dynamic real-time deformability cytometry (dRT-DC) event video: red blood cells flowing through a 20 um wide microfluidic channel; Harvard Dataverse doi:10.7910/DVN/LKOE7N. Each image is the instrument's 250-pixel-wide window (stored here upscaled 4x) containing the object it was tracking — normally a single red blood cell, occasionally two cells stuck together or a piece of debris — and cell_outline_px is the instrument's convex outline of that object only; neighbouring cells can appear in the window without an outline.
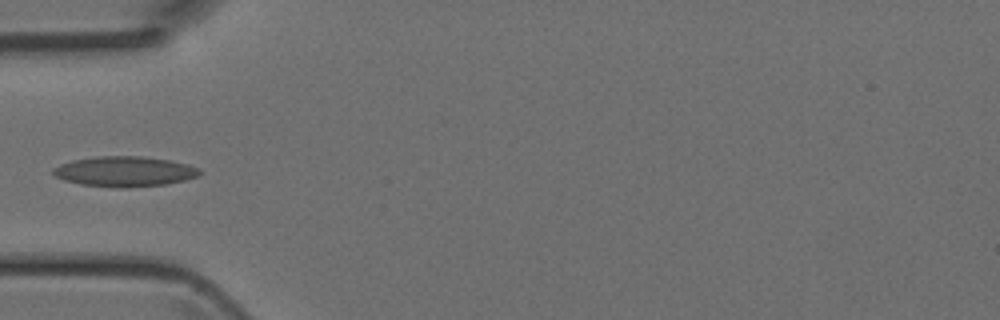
{"species": "Egyptian fruit bat (a non-hibernating species)", "species_latin": "Rousettus aegyptiacus", "temperature_condition": "room temperature", "stored_images_in_passage": 5, "camera_frame_rate_fps": 3000, "um_per_image_px": 0.085, "animal": {"sex": "female"}, "frame": {"image": 1, "passage_image": 5, "time_ms": 1.333, "image_size_px": [1000, 320], "cell_outline_px": [[200, 172], [196, 176], [184, 180], [164, 184], [128, 188], [120, 188], [80, 184], [64, 180], [56, 176], [52, 172], [52, 168], [60, 164], [72, 160], [96, 156], [140, 156], [172, 160], [188, 164], [196, 168]], "centroid_in_image_um": [10.54, 14.57], "position_along_channel_um": 74.5, "area_um2": 25.72}}